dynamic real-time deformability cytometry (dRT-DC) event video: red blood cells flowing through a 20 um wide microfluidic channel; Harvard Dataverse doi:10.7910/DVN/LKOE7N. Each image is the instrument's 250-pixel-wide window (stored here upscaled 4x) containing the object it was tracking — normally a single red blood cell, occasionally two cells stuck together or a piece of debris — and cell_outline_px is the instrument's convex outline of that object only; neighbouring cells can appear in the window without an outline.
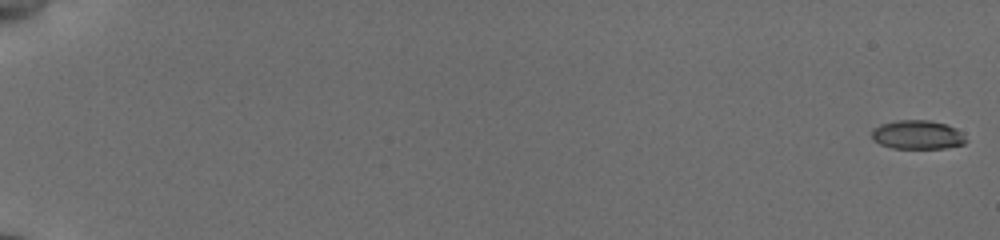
{"species": "common noctule bat (a hibernating species)", "species_latin": "Nyctalus noctula", "temperature_condition": "cold", "stored_images_in_passage": 57, "camera_frame_rate_fps": 3000, "um_per_image_px": 0.085, "animal": {"sex": "female", "body_mass_g": 19.5, "forearm_length_mm": 54.1}, "frame": {"image": 1, "passage_image": 1, "time_ms": 0.0, "image_size_px": [1000, 240], "cell_outline_px": [[968, 140], [964, 144], [944, 148], [892, 148], [880, 144], [872, 140], [872, 128], [880, 124], [896, 120], [928, 120], [944, 124], [956, 128], [964, 132]], "centroid_in_image_um": [78.0, 11.45], "position_along_channel_um": 7.0, "area_um2": 16.07}}
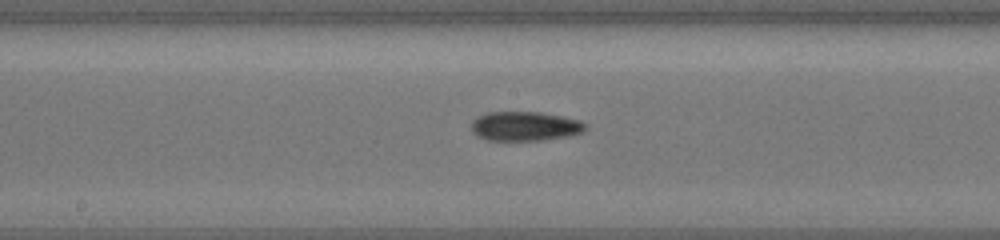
{"frame": {"image": 2, "passage_image": 33, "time_ms": 10.667, "image_size_px": [1000, 240], "cell_outline_px": [[588, 128], [572, 136], [540, 140], [488, 140], [476, 136], [472, 132], [472, 120], [488, 112], [540, 112], [580, 120], [588, 124]], "centroid_in_image_um": [44.65, 10.73], "position_along_channel_um": 203.6, "area_um2": 19.54}}
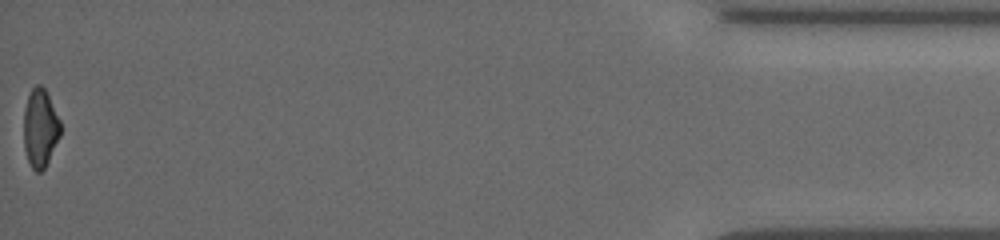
{"frame": {"image": 3, "passage_image": 57, "time_ms": 18.667, "image_size_px": [1000, 240], "cell_outline_px": [[60, 136], [44, 168], [40, 172], [36, 172], [32, 168], [28, 160], [24, 148], [24, 108], [28, 96], [32, 88], [36, 84], [40, 84], [44, 88], [60, 120]], "centroid_in_image_um": [3.4, 10.88], "position_along_channel_um": 431.8, "area_um2": 16.53}, "authors_computed_cell_mechanics": {"area_um2": 17.9758, "velocity_mm_per_s": 3.8371, "shape_relaxation_time_tau1_ms": 5.3203, "shape_relaxation_time_tau2_ms": 8.1211, "deformation_change_tau1": 0.146, "deformation_change_tau2": 0.1656}}